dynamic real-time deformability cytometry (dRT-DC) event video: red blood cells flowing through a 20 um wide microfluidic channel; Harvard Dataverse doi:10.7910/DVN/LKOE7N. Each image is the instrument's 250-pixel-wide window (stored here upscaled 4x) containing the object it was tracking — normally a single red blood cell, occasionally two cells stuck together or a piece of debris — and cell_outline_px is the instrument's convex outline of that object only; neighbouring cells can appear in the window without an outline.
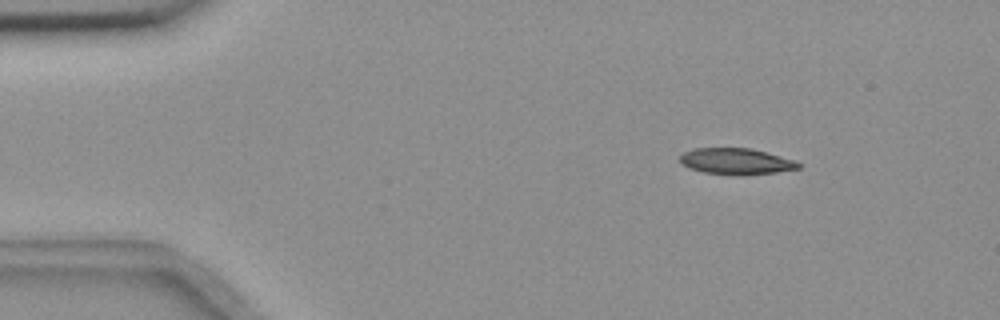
{"species": "common noctule bat (a hibernating species)", "species_latin": "Nyctalus noctula", "temperature_condition": "room temperature", "stored_images_in_passage": 9, "camera_frame_rate_fps": 3000, "um_per_image_px": 0.085, "animal": {"sex": "female", "body_mass_g": 18.4}, "frame": {"image": 1, "passage_image": 2, "time_ms": 0.333, "image_size_px": [1000, 320], "cell_outline_px": [[804, 164], [800, 168], [776, 172], [744, 176], [704, 172], [688, 168], [680, 164], [680, 156], [684, 152], [692, 148], [752, 148], [796, 160]], "centroid_in_image_um": [62.6, 13.72], "position_along_channel_um": 22.4, "area_um2": 18.44}}
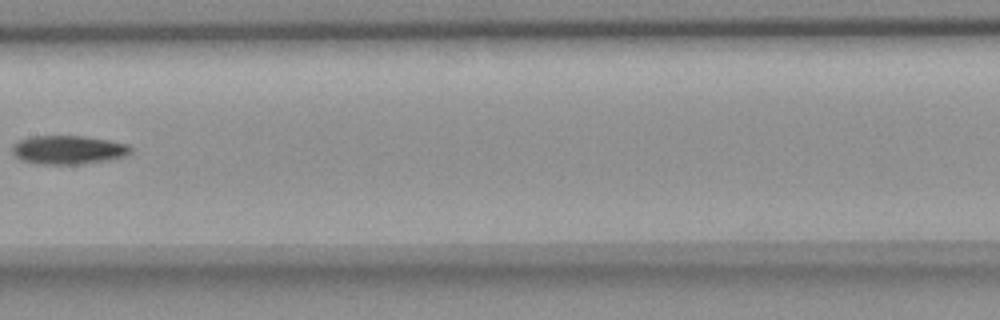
{"frame": {"image": 2, "passage_image": 8, "time_ms": 2.333, "image_size_px": [1000, 320], "cell_outline_px": [[132, 152], [124, 156], [108, 160], [80, 164], [36, 164], [20, 160], [12, 152], [12, 144], [28, 136], [84, 136], [108, 140], [128, 144], [132, 148]], "centroid_in_image_um": [5.78, 12.73], "position_along_channel_um": 201.6, "area_um2": 19.94}}
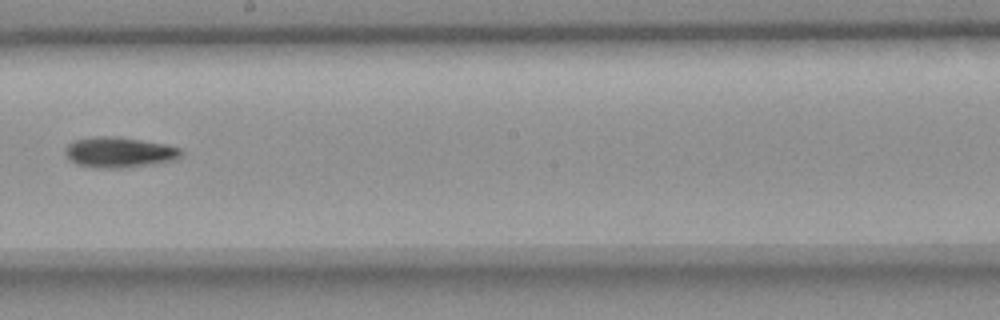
{"frame": {"image": 3, "passage_image": 9, "time_ms": 2.667, "image_size_px": [1000, 320], "cell_outline_px": [[184, 152], [180, 156], [172, 160], [156, 164], [128, 168], [92, 168], [76, 164], [68, 160], [64, 152], [64, 148], [72, 140], [96, 136], [112, 136], [140, 140], [164, 144], [180, 148]], "centroid_in_image_um": [10.08, 12.96], "position_along_channel_um": 238.1, "area_um2": 20.92}}